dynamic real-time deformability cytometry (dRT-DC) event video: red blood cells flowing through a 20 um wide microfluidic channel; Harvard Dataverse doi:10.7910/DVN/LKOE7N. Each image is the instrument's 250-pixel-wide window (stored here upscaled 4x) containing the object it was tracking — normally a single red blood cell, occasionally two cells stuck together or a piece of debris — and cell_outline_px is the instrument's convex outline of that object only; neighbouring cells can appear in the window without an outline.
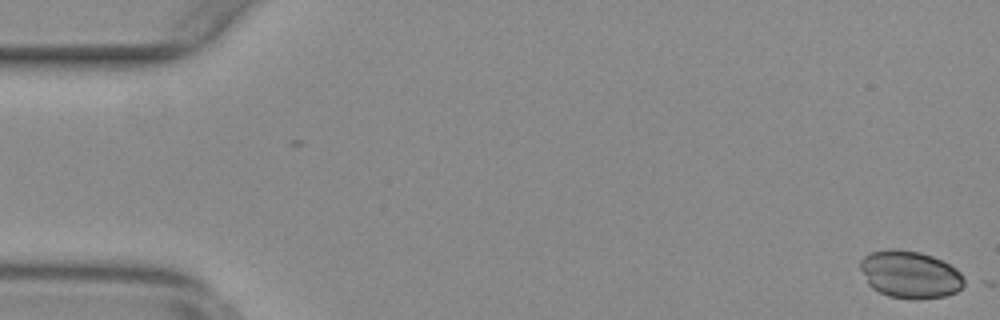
{"species": "common noctule bat (a hibernating species)", "species_latin": "Nyctalus noctula", "temperature_condition": "warm", "stored_images_in_passage": 3, "camera_frame_rate_fps": 3000, "um_per_image_px": 0.085, "animal": {"sex": "female", "body_mass_g": 29.2, "forearm_length_mm": 56.3}, "frame": {"image": 1, "passage_image": 1, "time_ms": 0.0, "image_size_px": [1000, 320], "cell_outline_px": [[968, 284], [956, 292], [944, 296], [916, 300], [912, 300], [888, 296], [872, 288], [868, 284], [860, 268], [860, 260], [868, 252], [888, 248], [896, 248], [920, 252], [944, 260], [956, 268], [968, 280]], "centroid_in_image_um": [77.39, 23.32], "position_along_channel_um": 7.6, "area_um2": 29.42}}